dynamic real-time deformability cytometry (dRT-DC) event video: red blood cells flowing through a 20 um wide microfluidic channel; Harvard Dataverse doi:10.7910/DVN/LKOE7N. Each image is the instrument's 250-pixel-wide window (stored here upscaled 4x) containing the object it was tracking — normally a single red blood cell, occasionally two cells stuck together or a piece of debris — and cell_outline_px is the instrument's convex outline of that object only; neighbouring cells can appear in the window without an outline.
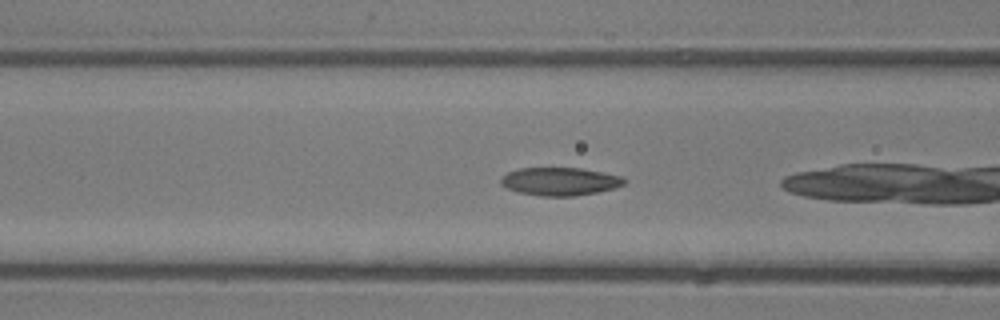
{"species": "common noctule bat (a hibernating species)", "species_latin": "Nyctalus noctula", "temperature_condition": "room temperature", "stored_images_in_passage": 44, "camera_frame_rate_fps": 3000, "um_per_image_px": 0.085, "animal": {"sex": "male", "body_mass_g": 13.3}, "frame": {"image": 1, "passage_image": 14, "time_ms": 4.333, "image_size_px": [1000, 320], "cell_outline_px": [[628, 180], [624, 184], [612, 188], [596, 192], [572, 196], [540, 196], [520, 192], [508, 188], [500, 184], [500, 176], [508, 172], [520, 168], [580, 168], [620, 176]], "centroid_in_image_um": [47.55, 15.42], "position_along_channel_um": 119.0, "area_um2": 19.94}}
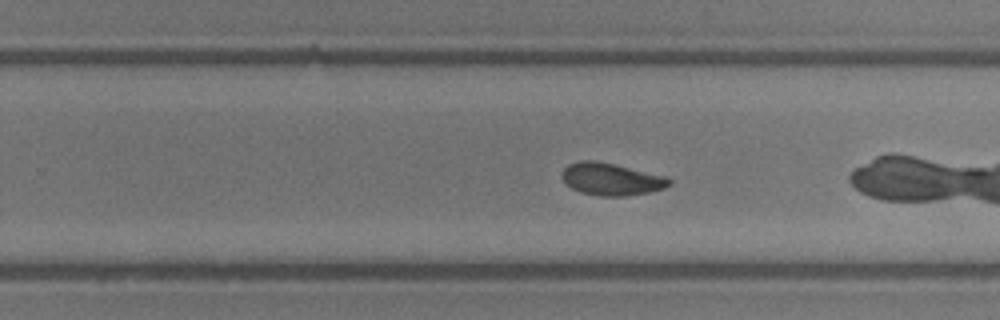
{"frame": {"image": 2, "passage_image": 25, "time_ms": 8.0, "image_size_px": [1000, 320], "cell_outline_px": [[672, 184], [664, 188], [652, 192], [624, 196], [600, 196], [580, 192], [572, 188], [564, 180], [564, 168], [568, 164], [580, 160], [592, 160], [612, 164], [664, 176], [672, 180]], "centroid_in_image_um": [51.98, 15.24], "position_along_channel_um": 277.8, "area_um2": 19.83}}
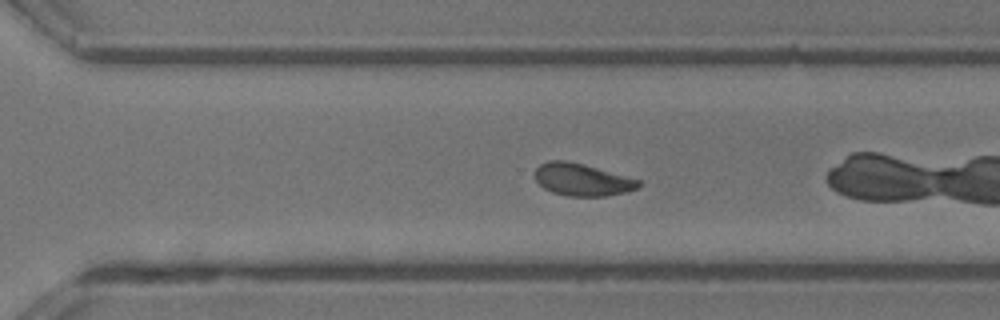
{"frame": {"image": 3, "passage_image": 28, "time_ms": 9.0, "image_size_px": [1000, 320], "cell_outline_px": [[640, 184], [636, 188], [624, 192], [604, 196], [568, 196], [552, 192], [544, 188], [536, 180], [536, 168], [540, 164], [548, 160], [564, 160], [584, 164], [640, 180]], "centroid_in_image_um": [49.45, 15.26], "position_along_channel_um": 321.2, "area_um2": 19.25}, "authors_computed_cell_mechanics": {"area_um2": 20.3456, "velocity_mm_per_s": 4.335, "shape_relaxation_time_tau1_ms": 2.8365, "shape_relaxation_time_tau2_ms": 3.5831, "deformation_change_tau1": 0.1003, "deformation_change_tau2": 0.0735}}